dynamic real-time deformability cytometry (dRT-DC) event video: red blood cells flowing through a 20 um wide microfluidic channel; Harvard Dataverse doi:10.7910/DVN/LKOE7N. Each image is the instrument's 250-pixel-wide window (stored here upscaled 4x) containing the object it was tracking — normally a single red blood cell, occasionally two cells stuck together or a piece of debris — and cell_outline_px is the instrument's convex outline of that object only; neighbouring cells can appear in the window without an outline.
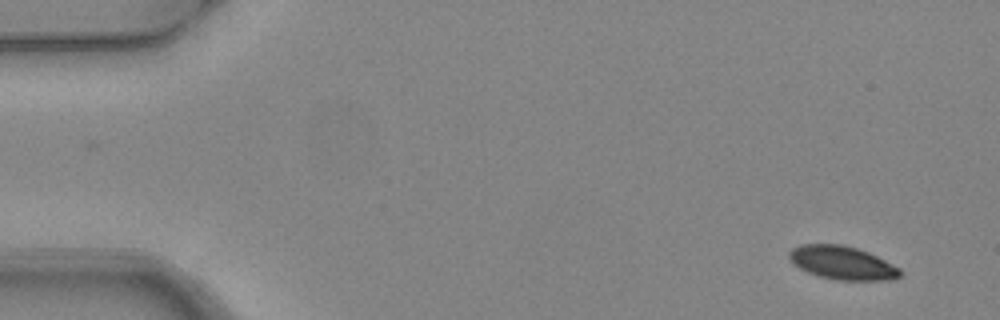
{"species": "common noctule bat (a hibernating species)", "species_latin": "Nyctalus noctula", "temperature_condition": "warm", "stored_images_in_passage": 2, "camera_frame_rate_fps": 3000, "um_per_image_px": 0.085, "animal": {"sex": "female", "body_mass_g": 24.6, "forearm_length_mm": 56.2}, "frame": {"image": 1, "passage_image": 2, "time_ms": 0.333, "image_size_px": [1000, 320], "cell_outline_px": [[900, 276], [892, 280], [836, 280], [820, 276], [808, 272], [792, 264], [788, 256], [788, 252], [792, 248], [800, 244], [840, 244], [856, 248], [868, 252], [900, 268]], "centroid_in_image_um": [71.56, 22.33], "position_along_channel_um": 13.4, "area_um2": 21.56}}